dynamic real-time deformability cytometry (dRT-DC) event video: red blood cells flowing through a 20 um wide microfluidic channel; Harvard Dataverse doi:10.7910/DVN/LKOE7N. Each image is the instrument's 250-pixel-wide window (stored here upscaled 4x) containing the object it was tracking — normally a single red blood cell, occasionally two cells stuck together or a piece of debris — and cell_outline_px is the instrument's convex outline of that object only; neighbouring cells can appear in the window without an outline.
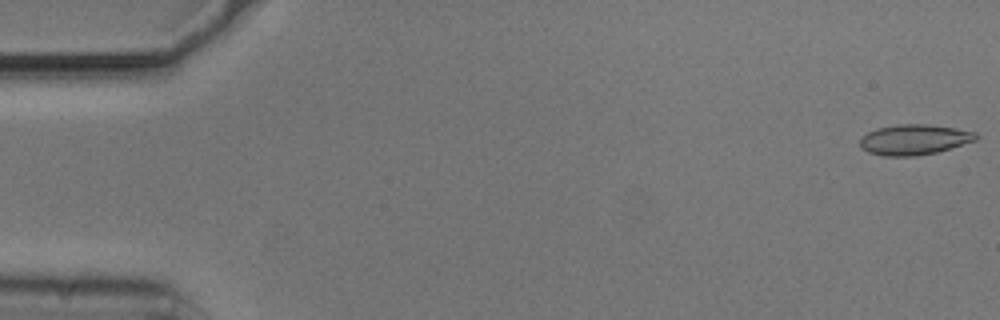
{"species": "common noctule bat (a hibernating species)", "species_latin": "Nyctalus noctula", "temperature_condition": "cold", "stored_images_in_passage": 54, "camera_frame_rate_fps": 3000, "um_per_image_px": 0.085, "animal": {"sex": "male", "body_mass_g": 20.5, "forearm_length_mm": 52.5}, "frame": {"image": 1, "passage_image": 1, "time_ms": 0.0, "image_size_px": [1000, 320], "cell_outline_px": [[980, 136], [976, 140], [936, 152], [916, 156], [884, 156], [868, 152], [860, 148], [860, 136], [876, 128], [896, 124], [928, 124], [956, 128], [976, 132]], "centroid_in_image_um": [77.68, 11.86], "position_along_channel_um": 7.3, "area_um2": 20.69}}
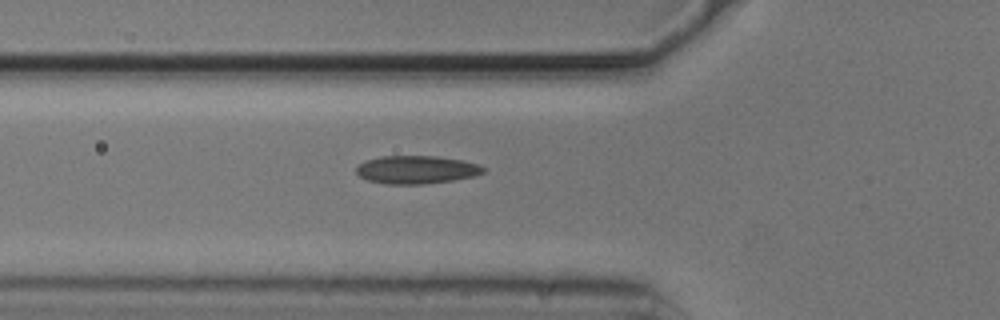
{"frame": {"image": 2, "passage_image": 19, "time_ms": 6.0, "image_size_px": [1000, 320], "cell_outline_px": [[484, 172], [476, 176], [452, 180], [420, 184], [388, 184], [368, 180], [360, 176], [356, 172], [356, 168], [364, 160], [380, 156], [436, 156], [464, 160], [476, 164], [484, 168]], "centroid_in_image_um": [35.39, 14.41], "position_along_channel_um": 90.4, "area_um2": 20.69}}
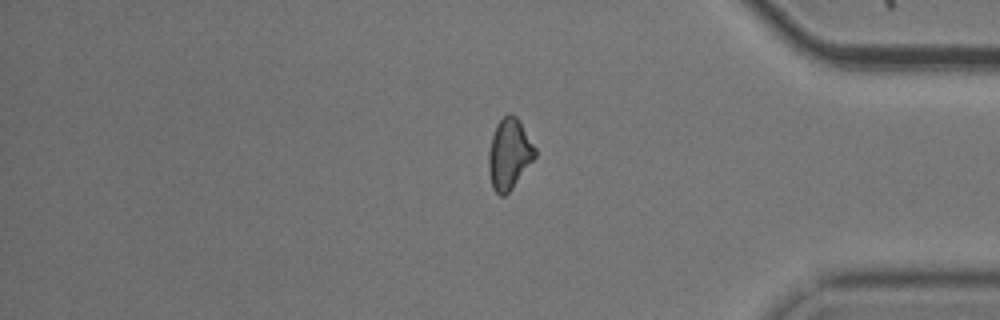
{"frame": {"image": 3, "passage_image": 45, "time_ms": 14.667, "image_size_px": [1000, 320], "cell_outline_px": [[536, 156], [512, 188], [504, 196], [500, 196], [492, 188], [488, 172], [488, 152], [492, 136], [496, 124], [508, 112], [512, 112], [516, 116], [536, 148]], "centroid_in_image_um": [43.26, 13.08], "position_along_channel_um": 391.9, "area_um2": 19.13}, "authors_computed_cell_mechanics": {"area_um2": 19.7676, "velocity_mm_per_s": 3.7379, "shape_relaxation_time_tau1_ms": null, "shape_relaxation_time_tau2_ms": 3.9932, "deformation_change_tau1": null, "deformation_change_tau2": 0.1024}}